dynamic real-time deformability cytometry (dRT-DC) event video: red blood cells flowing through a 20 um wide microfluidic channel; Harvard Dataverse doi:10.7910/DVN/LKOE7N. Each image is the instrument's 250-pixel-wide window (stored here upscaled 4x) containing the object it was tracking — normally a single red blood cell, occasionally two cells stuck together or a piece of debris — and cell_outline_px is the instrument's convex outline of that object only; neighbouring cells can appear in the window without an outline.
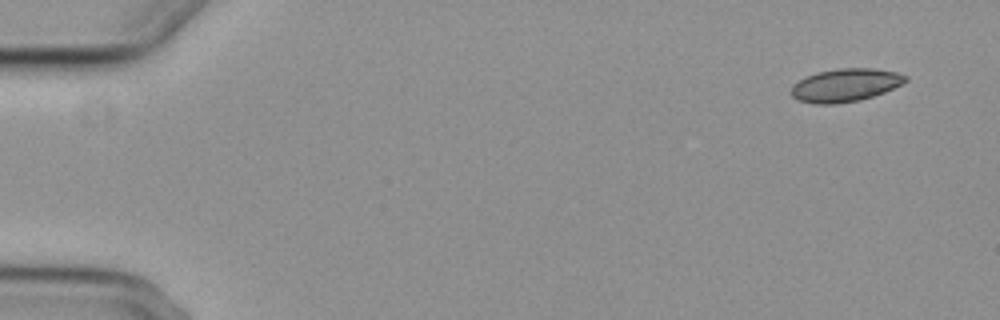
{"species": "common noctule bat (a hibernating species)", "species_latin": "Nyctalus noctula", "temperature_condition": "cold", "stored_images_in_passage": 6, "camera_frame_rate_fps": 3000, "um_per_image_px": 0.085, "animal": {"sex": "female", "body_mass_g": 29.2, "forearm_length_mm": 56.3}, "frame": {"image": 1, "passage_image": 1, "time_ms": 0.0, "image_size_px": [1000, 320], "cell_outline_px": [[908, 80], [884, 92], [872, 96], [856, 100], [836, 104], [816, 104], [800, 100], [792, 96], [792, 84], [804, 76], [816, 72], [836, 68], [872, 68], [896, 72], [908, 76]], "centroid_in_image_um": [71.82, 7.22], "position_along_channel_um": 13.2, "area_um2": 21.91}}